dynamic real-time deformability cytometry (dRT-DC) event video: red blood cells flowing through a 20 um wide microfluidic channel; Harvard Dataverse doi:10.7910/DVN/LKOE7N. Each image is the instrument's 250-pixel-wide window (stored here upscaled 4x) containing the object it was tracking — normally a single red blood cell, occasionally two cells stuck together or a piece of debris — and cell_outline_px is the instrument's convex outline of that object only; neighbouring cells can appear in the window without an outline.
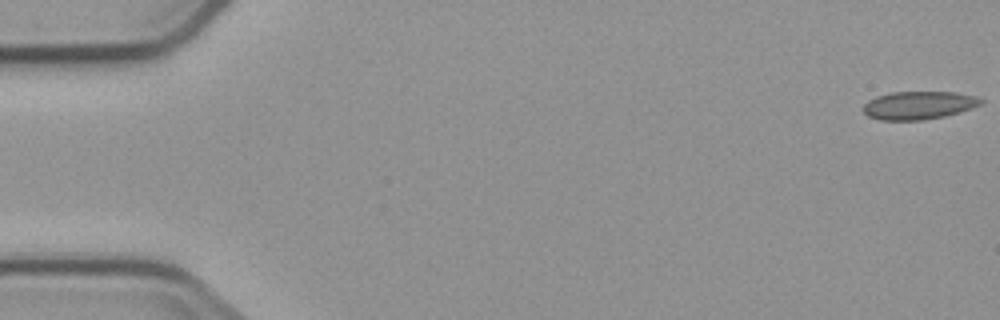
{"species": "common noctule bat (a hibernating species)", "species_latin": "Nyctalus noctula", "temperature_condition": "cold", "stored_images_in_passage": 5, "camera_frame_rate_fps": 3000, "um_per_image_px": 0.085, "animal": {"sex": "male", "body_mass_g": 23.1, "forearm_length_mm": 52.7}, "frame": {"image": 1, "passage_image": 1, "time_ms": 0.0, "image_size_px": [1000, 320], "cell_outline_px": [[984, 100], [980, 104], [972, 108], [960, 112], [944, 116], [924, 120], [880, 120], [868, 116], [860, 108], [868, 100], [876, 96], [892, 92], [956, 92], [976, 96]], "centroid_in_image_um": [78.06, 8.95], "position_along_channel_um": 6.9, "area_um2": 19.36}}
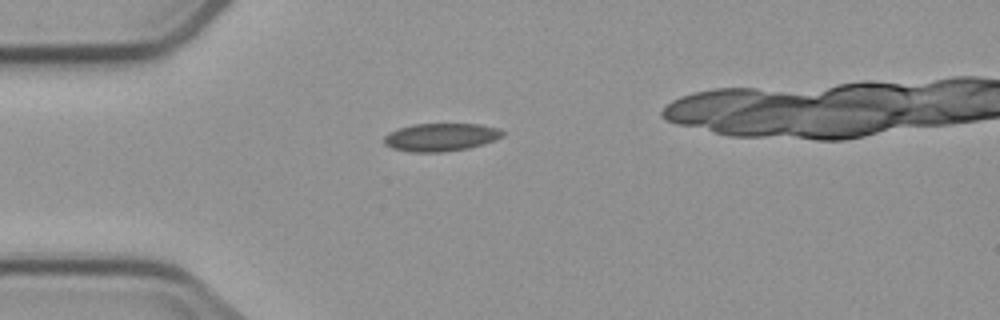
{"frame": {"image": 2, "passage_image": 4, "time_ms": 4.667, "image_size_px": [1000, 320], "cell_outline_px": [[504, 136], [496, 140], [484, 144], [468, 148], [444, 152], [408, 152], [392, 148], [384, 144], [384, 136], [388, 132], [412, 124], [480, 124], [500, 128], [504, 132]], "centroid_in_image_um": [37.49, 11.66], "position_along_channel_um": 47.5, "area_um2": 19.54}}